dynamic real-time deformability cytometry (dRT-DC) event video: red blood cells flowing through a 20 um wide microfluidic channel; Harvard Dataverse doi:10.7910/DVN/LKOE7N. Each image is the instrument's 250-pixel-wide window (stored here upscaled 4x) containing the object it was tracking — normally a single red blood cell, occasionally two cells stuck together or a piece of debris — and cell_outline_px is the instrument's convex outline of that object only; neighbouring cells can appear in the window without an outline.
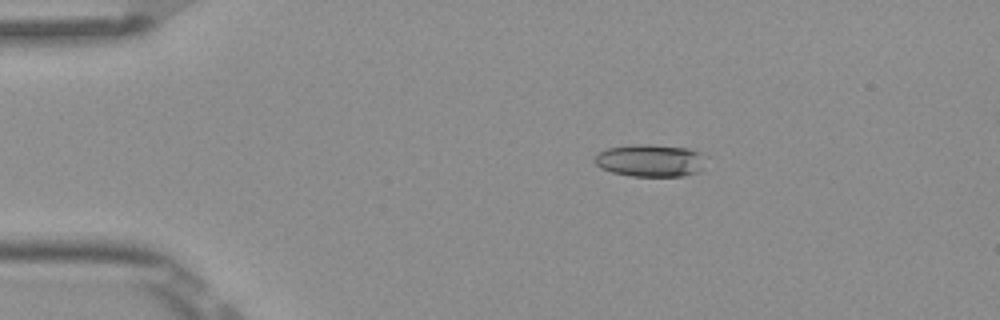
{"species": "Egyptian fruit bat (a non-hibernating species)", "species_latin": "Rousettus aegyptiacus", "temperature_condition": "room temperature", "stored_images_in_passage": 4, "camera_frame_rate_fps": 3000, "um_per_image_px": 0.085, "frame": {"image": 1, "passage_image": 3, "time_ms": 0.667, "image_size_px": [1000, 320], "cell_outline_px": [[708, 156], [700, 172], [684, 176], [632, 176], [612, 172], [600, 168], [596, 164], [596, 152], [608, 148], [636, 144], [652, 144], [688, 148]], "centroid_in_image_um": [55.32, 13.64], "position_along_channel_um": 29.7, "area_um2": 21.27}}